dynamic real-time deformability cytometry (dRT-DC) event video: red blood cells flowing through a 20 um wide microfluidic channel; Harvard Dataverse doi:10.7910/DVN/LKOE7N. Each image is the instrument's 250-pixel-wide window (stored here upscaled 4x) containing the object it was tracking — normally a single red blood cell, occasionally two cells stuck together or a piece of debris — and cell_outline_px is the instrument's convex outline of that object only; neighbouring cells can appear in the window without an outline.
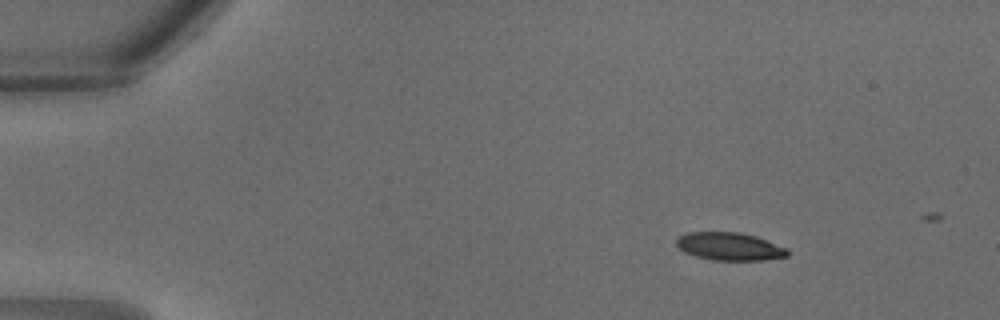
{"species": "common noctule bat (a hibernating species)", "species_latin": "Nyctalus noctula", "temperature_condition": "warm", "stored_images_in_passage": 7, "camera_frame_rate_fps": 3000, "um_per_image_px": 0.085, "animal": {"sex": "male", "body_mass_g": 18.8}, "frame": {"image": 1, "passage_image": 1, "time_ms": 0.0, "image_size_px": [1000, 320], "cell_outline_px": [[788, 256], [764, 260], [712, 260], [696, 256], [684, 252], [676, 244], [676, 240], [680, 236], [688, 232], [740, 232], [756, 236], [788, 248]], "centroid_in_image_um": [62.03, 20.94], "position_along_channel_um": 23.0, "area_um2": 18.03}}